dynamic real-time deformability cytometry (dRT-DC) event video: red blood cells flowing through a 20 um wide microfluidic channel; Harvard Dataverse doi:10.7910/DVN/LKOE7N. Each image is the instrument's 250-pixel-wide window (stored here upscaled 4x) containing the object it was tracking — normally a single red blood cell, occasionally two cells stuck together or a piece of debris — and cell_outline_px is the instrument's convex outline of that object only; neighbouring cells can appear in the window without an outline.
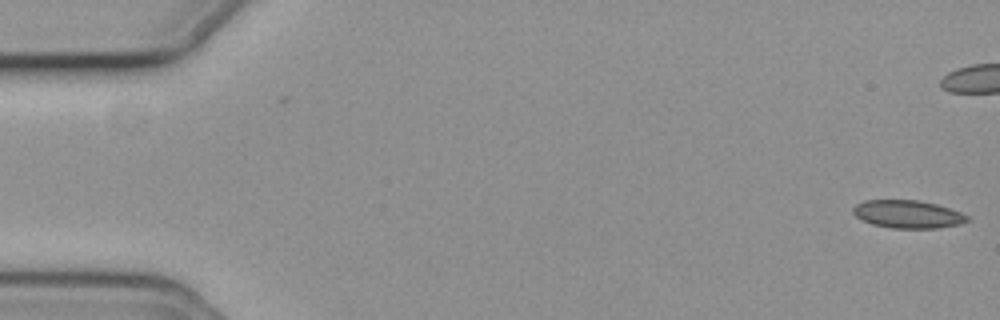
{"species": "common noctule bat (a hibernating species)", "species_latin": "Nyctalus noctula", "temperature_condition": "cold", "stored_images_in_passage": 54, "camera_frame_rate_fps": 3000, "um_per_image_px": 0.085, "animal": {"sex": "female", "body_mass_g": 19.3, "forearm_length_mm": 54.1}, "frame": {"image": 1, "passage_image": 1, "time_ms": 0.0, "image_size_px": [1000, 320], "cell_outline_px": [[972, 220], [960, 224], [936, 228], [892, 228], [872, 224], [856, 216], [852, 212], [852, 208], [856, 204], [864, 200], [920, 200], [936, 204], [960, 212], [968, 216]], "centroid_in_image_um": [77.17, 18.2], "position_along_channel_um": 7.8, "area_um2": 18.55}}
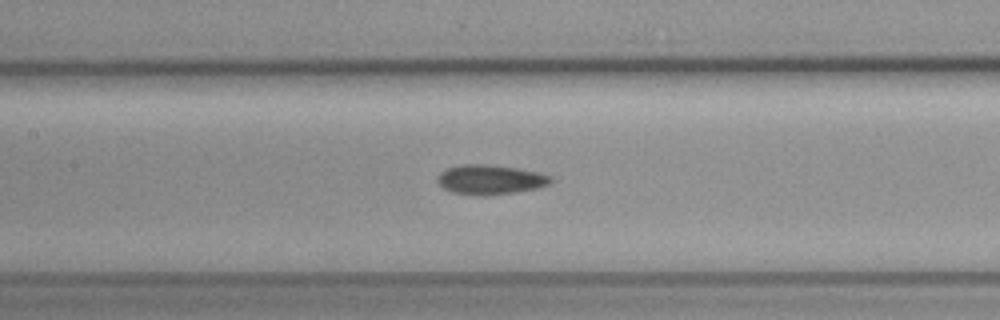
{"frame": {"image": 2, "passage_image": 26, "time_ms": 8.333, "image_size_px": [1000, 320], "cell_outline_px": [[552, 180], [548, 184], [536, 188], [512, 192], [484, 196], [452, 192], [444, 188], [436, 180], [440, 172], [448, 168], [460, 164], [484, 164], [516, 168], [536, 172], [552, 176]], "centroid_in_image_um": [41.63, 15.26], "position_along_channel_um": 165.8, "area_um2": 19.25}}
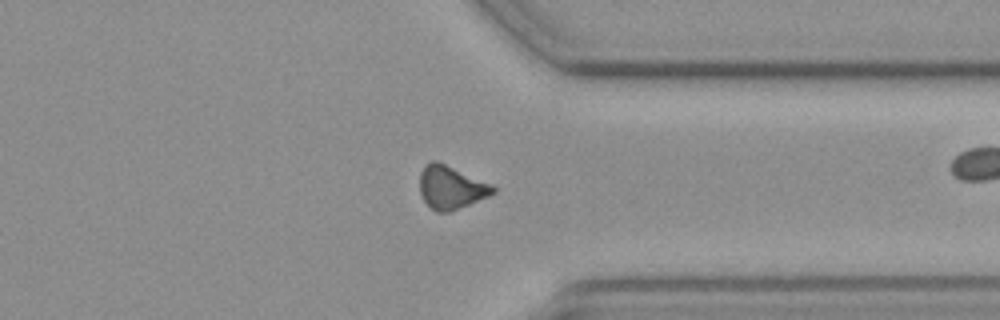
{"frame": {"image": 3, "passage_image": 43, "time_ms": 14.0, "image_size_px": [1000, 320], "cell_outline_px": [[496, 192], [488, 196], [448, 212], [436, 212], [424, 200], [420, 192], [420, 172], [424, 164], [432, 160], [436, 160], [492, 184], [496, 188]], "centroid_in_image_um": [38.32, 15.9], "position_along_channel_um": 373.1, "area_um2": 18.26}, "authors_computed_cell_mechanics": {"area_um2": 18.8428, "velocity_mm_per_s": 3.7243, "shape_relaxation_time_tau1_ms": 7.1444, "shape_relaxation_time_tau2_ms": null, "deformation_change_tau1": 0.0787, "deformation_change_tau2": null}}